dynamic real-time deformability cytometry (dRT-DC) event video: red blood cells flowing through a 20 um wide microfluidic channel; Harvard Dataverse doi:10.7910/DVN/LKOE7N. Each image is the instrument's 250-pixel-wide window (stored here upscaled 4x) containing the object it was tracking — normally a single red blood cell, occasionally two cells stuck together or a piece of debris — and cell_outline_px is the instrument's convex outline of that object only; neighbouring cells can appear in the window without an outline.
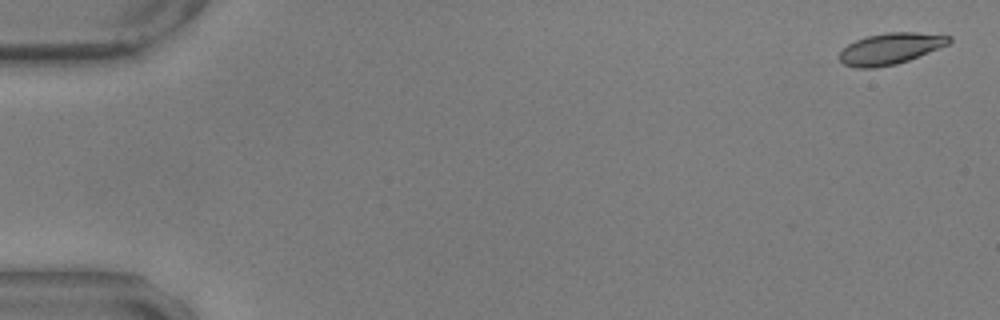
{"species": "common noctule bat (a hibernating species)", "species_latin": "Nyctalus noctula", "temperature_condition": "warm", "stored_images_in_passage": 58, "camera_frame_rate_fps": 3000, "um_per_image_px": 0.085, "animal": {"sex": "male", "body_mass_g": 17.9, "forearm_length_mm": 54.2}, "frame": {"image": 1, "passage_image": 2, "time_ms": 0.333, "image_size_px": [1000, 320], "cell_outline_px": [[952, 40], [948, 44], [908, 60], [896, 64], [876, 68], [856, 68], [844, 64], [836, 56], [848, 44], [856, 40], [868, 36], [888, 32], [916, 32], [952, 36]], "centroid_in_image_um": [75.65, 4.14], "position_along_channel_um": 9.3, "area_um2": 19.88}}
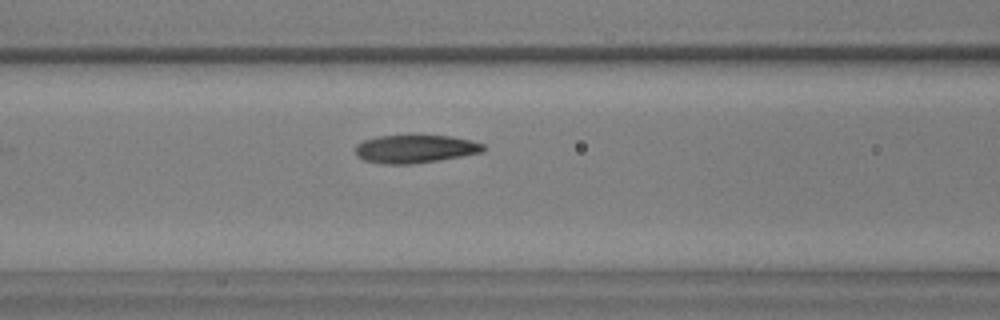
{"frame": {"image": 2, "passage_image": 25, "time_ms": 8.0, "image_size_px": [1000, 320], "cell_outline_px": [[484, 148], [480, 152], [460, 156], [412, 164], [384, 164], [364, 160], [356, 156], [356, 144], [364, 140], [380, 136], [452, 136], [484, 144]], "centroid_in_image_um": [35.23, 12.66], "position_along_channel_um": 131.4, "area_um2": 20.52}}
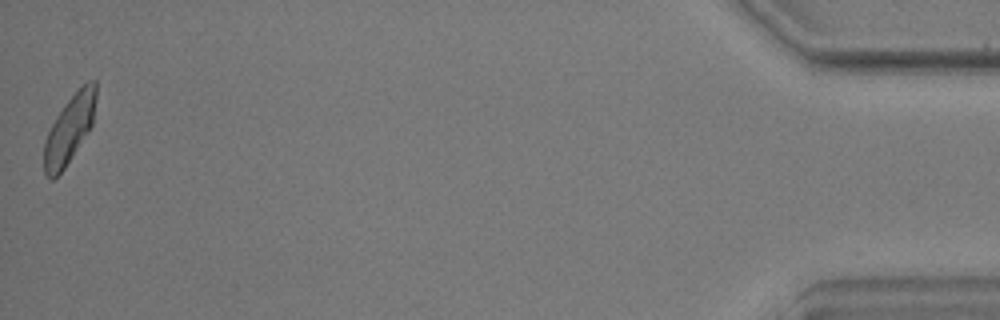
{"frame": {"image": 3, "passage_image": 58, "time_ms": 19.0, "image_size_px": [1000, 320], "cell_outline_px": [[96, 96], [92, 124], [88, 132], [64, 168], [52, 180], [44, 172], [44, 140], [56, 116], [64, 104], [88, 80], [96, 80]], "centroid_in_image_um": [5.89, 10.97], "position_along_channel_um": 429.3, "area_um2": 20.11}, "authors_computed_cell_mechanics": {"area_um2": 20.5768, "velocity_mm_per_s": 3.5107, "shape_relaxation_time_tau1_ms": 5.6213, "shape_relaxation_time_tau2_ms": 1.2483, "deformation_change_tau1": 0.187, "deformation_change_tau2": 0.0733}}